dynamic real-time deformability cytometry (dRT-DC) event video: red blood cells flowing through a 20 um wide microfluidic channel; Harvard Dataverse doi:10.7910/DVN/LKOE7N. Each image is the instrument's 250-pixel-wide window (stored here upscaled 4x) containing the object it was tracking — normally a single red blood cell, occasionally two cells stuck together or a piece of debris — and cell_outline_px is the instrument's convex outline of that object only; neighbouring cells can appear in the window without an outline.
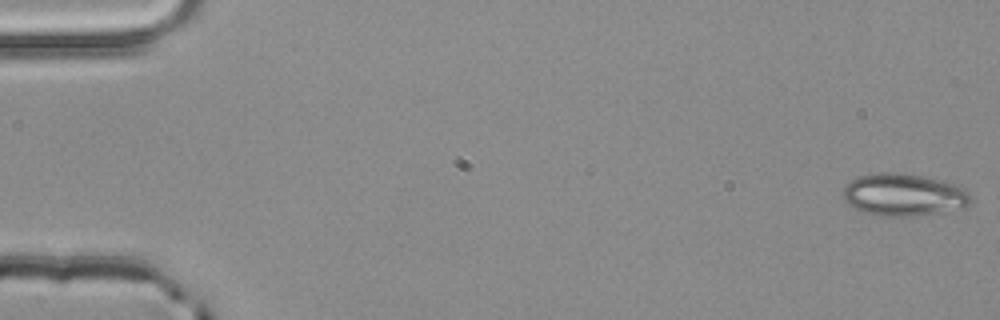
{"species": "common noctule bat (a hibernating species)", "species_latin": "Nyctalus noctula", "temperature_condition": "room temperature", "stored_images_in_passage": 53, "camera_frame_rate_fps": 3000, "um_per_image_px": 0.085, "animal": {"sex": "male", "body_mass_g": 20.4}, "frame": {"image": 1, "passage_image": 1, "time_ms": 0.0, "image_size_px": [1000, 320], "cell_outline_px": [[972, 200], [964, 208], [916, 216], [880, 216], [864, 212], [848, 204], [840, 196], [844, 184], [860, 176], [876, 172], [900, 172], [924, 176], [960, 184], [972, 196]], "centroid_in_image_um": [76.82, 16.54], "position_along_channel_um": 8.2, "area_um2": 32.14}}
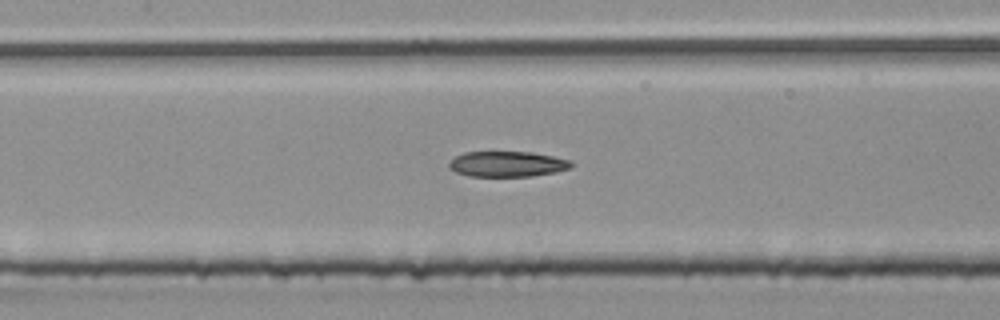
{"frame": {"image": 2, "passage_image": 25, "time_ms": 8.0, "image_size_px": [1000, 320], "cell_outline_px": [[576, 164], [572, 168], [556, 172], [532, 176], [468, 176], [456, 172], [448, 168], [448, 164], [456, 156], [464, 152], [532, 152], [572, 160]], "centroid_in_image_um": [43.17, 13.94], "position_along_channel_um": 164.2, "area_um2": 18.32}}
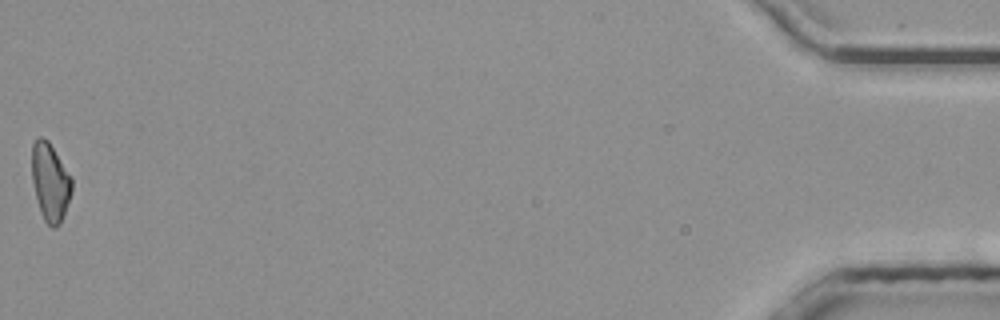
{"frame": {"image": 3, "passage_image": 53, "time_ms": 17.333, "image_size_px": [1000, 320], "cell_outline_px": [[72, 192], [60, 224], [56, 228], [52, 228], [44, 220], [40, 212], [32, 180], [32, 144], [40, 136], [44, 136], [48, 140], [72, 176]], "centroid_in_image_um": [4.28, 15.46], "position_along_channel_um": 430.9, "area_um2": 18.26}}